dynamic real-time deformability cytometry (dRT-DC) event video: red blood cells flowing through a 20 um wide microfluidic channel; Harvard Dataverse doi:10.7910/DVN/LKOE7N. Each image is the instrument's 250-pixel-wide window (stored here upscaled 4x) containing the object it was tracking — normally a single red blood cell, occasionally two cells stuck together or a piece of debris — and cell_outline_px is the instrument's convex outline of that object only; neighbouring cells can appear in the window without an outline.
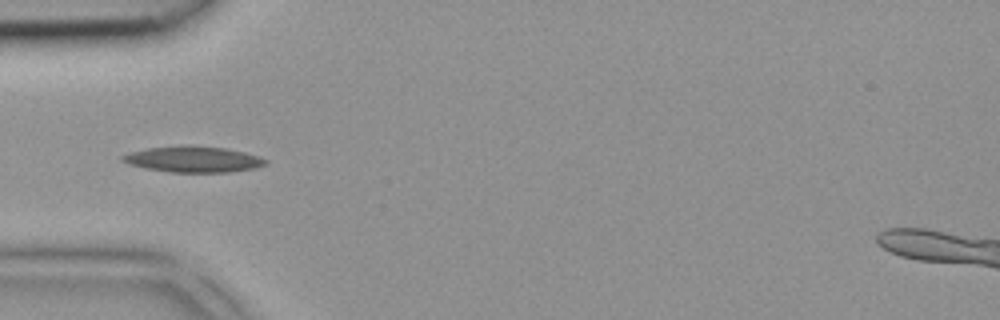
{"species": "common noctule bat (a hibernating species)", "species_latin": "Nyctalus noctula", "temperature_condition": "room temperature", "stored_images_in_passage": 3, "camera_frame_rate_fps": 3000, "um_per_image_px": 0.085, "animal": {"sex": "female", "body_mass_g": 18.4}, "frame": {"image": 1, "passage_image": 3, "time_ms": 0.667, "image_size_px": [1000, 320], "cell_outline_px": [[268, 164], [256, 168], [228, 172], [168, 172], [144, 168], [128, 164], [120, 160], [120, 156], [128, 152], [148, 148], [228, 148], [260, 156], [268, 160]], "centroid_in_image_um": [16.44, 13.58], "position_along_channel_um": 68.6, "area_um2": 20.98}}